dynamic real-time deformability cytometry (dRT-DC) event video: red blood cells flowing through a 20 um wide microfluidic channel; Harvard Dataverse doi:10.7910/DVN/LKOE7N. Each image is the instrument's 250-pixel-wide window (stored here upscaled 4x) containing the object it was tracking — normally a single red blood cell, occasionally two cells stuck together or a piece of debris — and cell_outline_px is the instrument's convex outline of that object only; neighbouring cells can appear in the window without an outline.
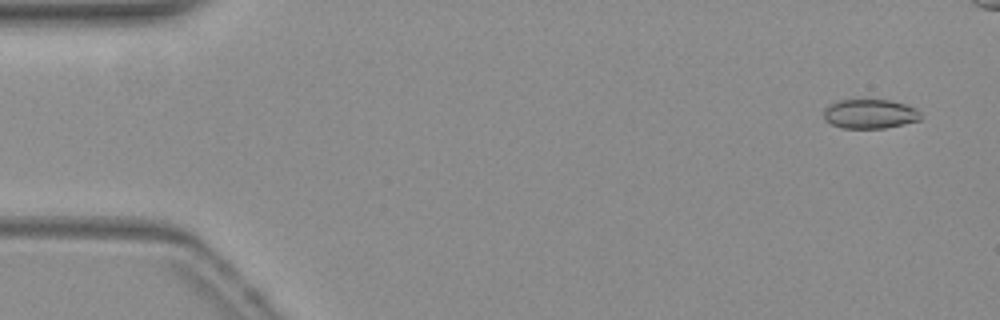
{"species": "common noctule bat (a hibernating species)", "species_latin": "Nyctalus noctula", "temperature_condition": "warm", "stored_images_in_passage": 7, "camera_frame_rate_fps": 3000, "um_per_image_px": 0.085, "animal": {"sex": "female", "body_mass_g": 19.3, "forearm_length_mm": 54.1}, "frame": {"image": 1, "passage_image": 1, "time_ms": 0.0, "image_size_px": [1000, 320], "cell_outline_px": [[920, 120], [884, 128], [844, 128], [832, 124], [824, 120], [824, 108], [828, 104], [840, 100], [888, 100], [904, 104], [916, 108], [920, 112]], "centroid_in_image_um": [73.91, 9.68], "position_along_channel_um": 11.1, "area_um2": 16.47}}